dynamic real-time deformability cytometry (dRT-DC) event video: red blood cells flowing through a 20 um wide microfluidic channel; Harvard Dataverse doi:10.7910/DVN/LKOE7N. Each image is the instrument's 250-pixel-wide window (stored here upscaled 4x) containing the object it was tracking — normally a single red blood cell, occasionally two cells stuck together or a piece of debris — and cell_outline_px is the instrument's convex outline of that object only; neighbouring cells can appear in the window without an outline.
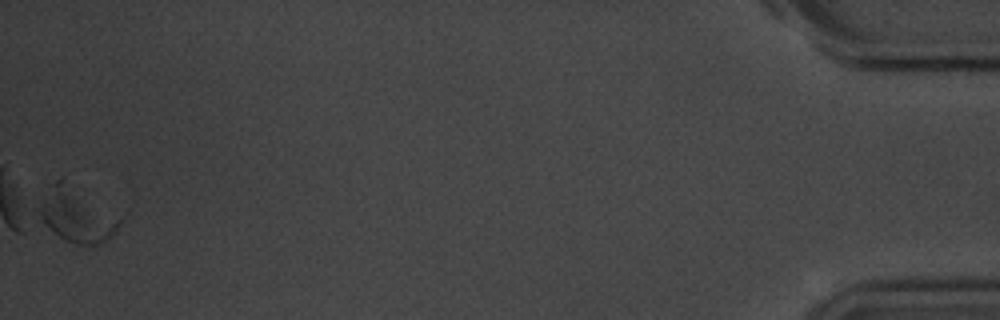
{"species": "common noctule bat (a hibernating species)", "species_latin": "Nyctalus noctula", "temperature_condition": "room temperature", "stored_images_in_passage": 40, "camera_frame_rate_fps": 3000, "um_per_image_px": 0.085, "animal": {"sex": "male", "body_mass_g": 20.1, "forearm_length_mm": 53.5}, "frame": {"image": 1, "passage_image": 40, "time_ms": 13.0, "image_size_px": [1000, 320], "cell_outline_px": [[128, 212], [124, 220], [116, 232], [104, 240], [96, 244], [76, 244], [60, 236], [40, 220], [32, 208], [52, 184], [60, 176], [64, 176]], "centroid_in_image_um": [6.66, 18.1], "position_along_channel_um": 428.5, "area_um2": 28.55}}